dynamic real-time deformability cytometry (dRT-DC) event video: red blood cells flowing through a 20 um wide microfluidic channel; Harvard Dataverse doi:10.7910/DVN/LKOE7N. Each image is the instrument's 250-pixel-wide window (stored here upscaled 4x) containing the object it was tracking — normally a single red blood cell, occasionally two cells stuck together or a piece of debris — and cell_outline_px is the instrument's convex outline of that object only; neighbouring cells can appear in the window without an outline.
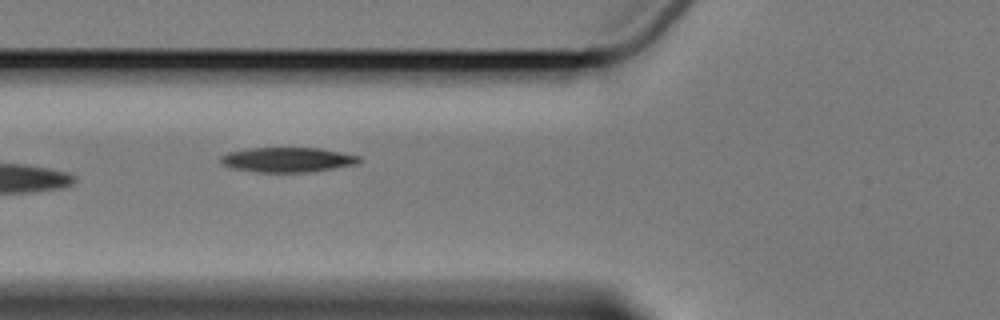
{"species": "Egyptian fruit bat (a non-hibernating species)", "species_latin": "Rousettus aegyptiacus", "temperature_condition": "cold", "stored_images_in_passage": 5, "camera_frame_rate_fps": 3000, "um_per_image_px": 0.085, "animal": {"sex": "female"}, "frame": {"image": 1, "passage_image": 3, "time_ms": 2.333, "image_size_px": [1000, 320], "cell_outline_px": [[360, 164], [308, 172], [256, 172], [232, 168], [224, 164], [220, 160], [220, 156], [228, 152], [248, 148], [320, 148], [360, 156]], "centroid_in_image_um": [24.45, 13.58], "position_along_channel_um": 101.3, "area_um2": 20.0}}
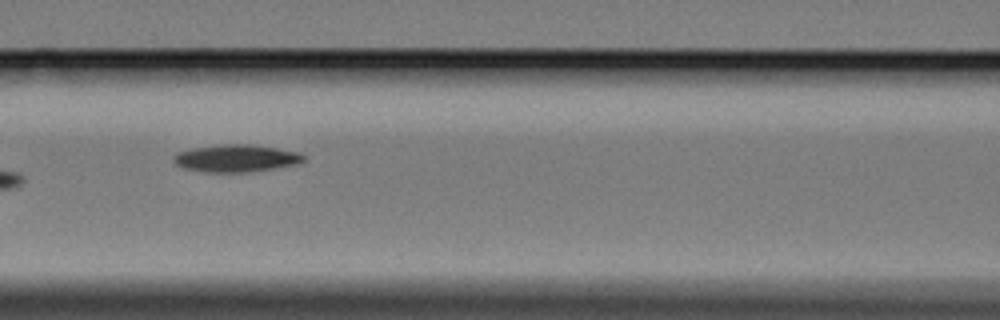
{"frame": {"image": 2, "passage_image": 4, "time_ms": 3.667, "image_size_px": [1000, 320], "cell_outline_px": [[308, 160], [300, 164], [244, 172], [208, 172], [184, 168], [176, 164], [172, 160], [172, 156], [176, 152], [192, 148], [220, 144], [248, 144], [276, 148], [300, 152]], "centroid_in_image_um": [20.07, 13.44], "position_along_channel_um": 146.5, "area_um2": 20.81}}
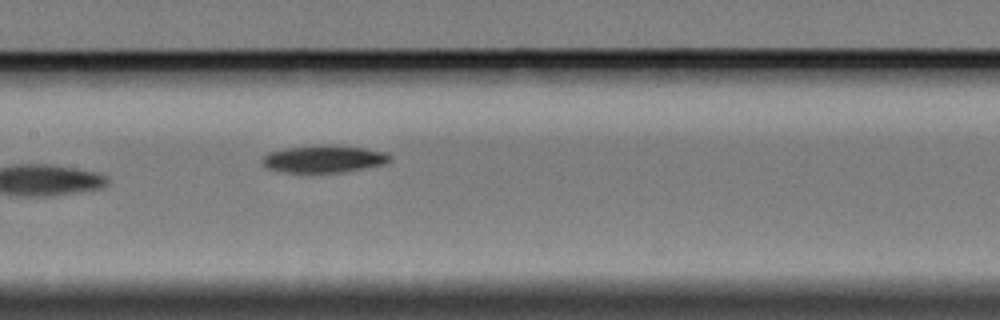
{"frame": {"image": 3, "passage_image": 5, "time_ms": 4.667, "image_size_px": [1000, 320], "cell_outline_px": [[392, 160], [388, 164], [344, 172], [284, 172], [268, 168], [260, 164], [260, 160], [268, 152], [284, 148], [320, 144], [332, 144], [364, 148], [384, 152], [392, 156]], "centroid_in_image_um": [27.54, 13.5], "position_along_channel_um": 179.9, "area_um2": 20.75}}